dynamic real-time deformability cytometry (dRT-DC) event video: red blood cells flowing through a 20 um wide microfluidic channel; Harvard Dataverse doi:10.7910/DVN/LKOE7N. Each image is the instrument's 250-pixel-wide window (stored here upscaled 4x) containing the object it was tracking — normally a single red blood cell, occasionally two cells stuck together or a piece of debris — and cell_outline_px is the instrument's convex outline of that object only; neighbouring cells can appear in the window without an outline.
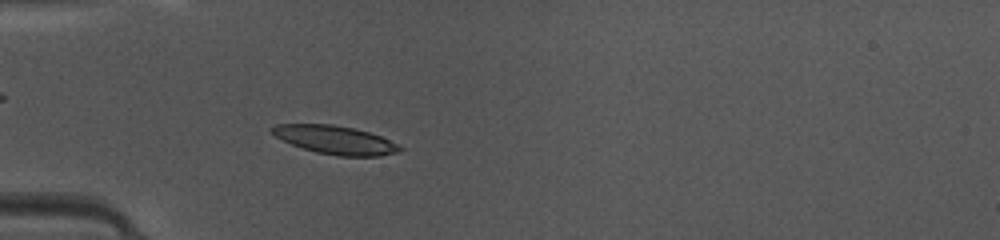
{"species": "common noctule bat (a hibernating species)", "species_latin": "Nyctalus noctula", "temperature_condition": "warm", "stored_images_in_passage": 34, "camera_frame_rate_fps": 3000, "um_per_image_px": 0.085, "animal": {"sex": "female", "body_mass_g": 10.0, "forearm_length_mm": 53.1}, "frame": {"image": 1, "passage_image": 4, "time_ms": 1.0, "image_size_px": [1000, 240], "cell_outline_px": [[404, 148], [396, 152], [380, 156], [340, 156], [316, 152], [292, 144], [276, 136], [268, 128], [276, 124], [332, 124], [352, 128], [368, 132], [380, 136]], "centroid_in_image_um": [28.47, 11.88], "position_along_channel_um": 56.5, "area_um2": 20.81}}
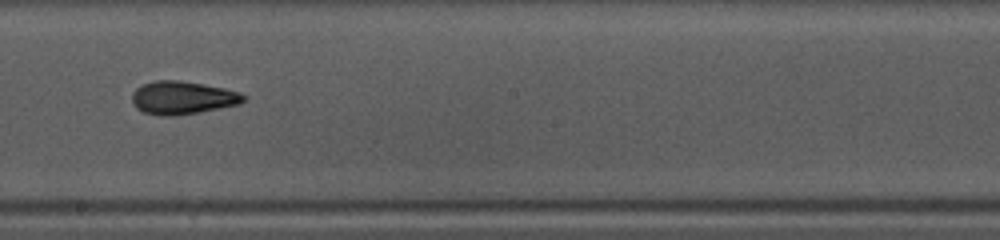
{"frame": {"image": 2, "passage_image": 17, "time_ms": 5.333, "image_size_px": [1000, 240], "cell_outline_px": [[248, 96], [240, 104], [200, 112], [176, 116], [160, 116], [144, 112], [136, 108], [132, 100], [132, 92], [136, 88], [144, 84], [156, 80], [180, 80], [204, 84], [224, 88], [240, 92]], "centroid_in_image_um": [15.53, 8.31], "position_along_channel_um": 232.7, "area_um2": 21.68}}
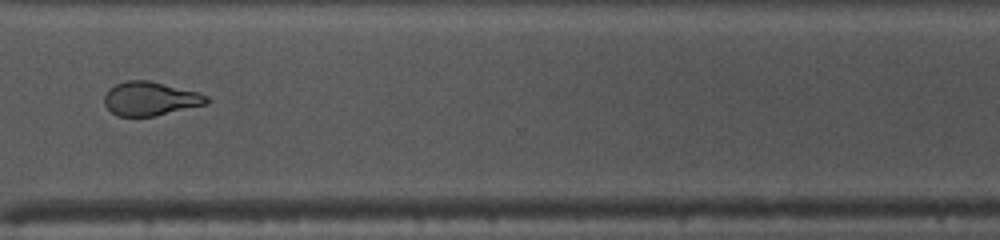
{"frame": {"image": 3, "passage_image": 26, "time_ms": 8.333, "image_size_px": [1000, 240], "cell_outline_px": [[212, 100], [208, 104], [156, 116], [116, 116], [104, 104], [104, 96], [108, 88], [116, 84], [128, 80], [148, 80], [200, 92], [208, 96]], "centroid_in_image_um": [12.82, 8.39], "position_along_channel_um": 357.8, "area_um2": 20.46}, "authors_computed_cell_mechanics": {"area_um2": 20.7791, "velocity_mm_per_s": 4.1774, "shape_relaxation_time_tau1_ms": 3.322, "shape_relaxation_time_tau2_ms": 3.153, "deformation_change_tau1": 0.159, "deformation_change_tau2": 0.076}}